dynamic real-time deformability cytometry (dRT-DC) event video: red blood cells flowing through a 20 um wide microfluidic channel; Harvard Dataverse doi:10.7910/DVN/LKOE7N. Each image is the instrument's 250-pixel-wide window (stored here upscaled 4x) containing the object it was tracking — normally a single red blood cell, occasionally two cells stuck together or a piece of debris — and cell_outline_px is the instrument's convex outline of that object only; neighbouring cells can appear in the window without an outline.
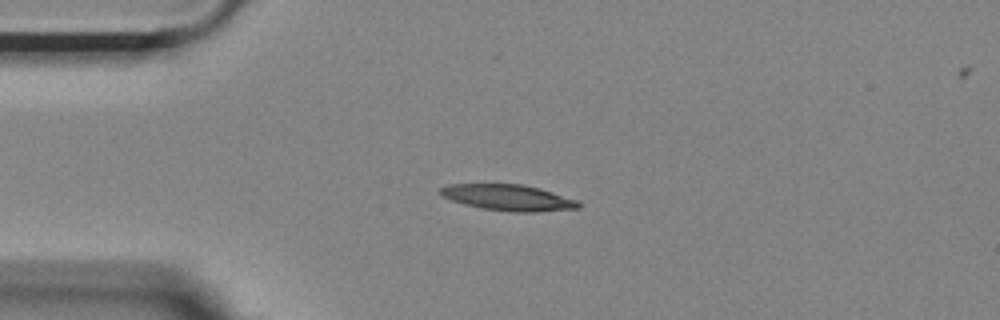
{"species": "Egyptian fruit bat (a non-hibernating species)", "species_latin": "Rousettus aegyptiacus", "temperature_condition": "room temperature", "stored_images_in_passage": 1, "camera_frame_rate_fps": 3000, "um_per_image_px": 0.085, "animal": {"sex": "female"}, "frame": {"image": 1, "passage_image": 1, "time_ms": 0.0, "image_size_px": [1000, 320], "cell_outline_px": [[580, 208], [536, 212], [512, 212], [480, 208], [464, 204], [440, 196], [436, 192], [440, 188], [448, 184], [524, 184], [540, 188], [576, 200], [580, 204]], "centroid_in_image_um": [43.14, 16.79], "position_along_channel_um": 41.9, "area_um2": 21.1}}